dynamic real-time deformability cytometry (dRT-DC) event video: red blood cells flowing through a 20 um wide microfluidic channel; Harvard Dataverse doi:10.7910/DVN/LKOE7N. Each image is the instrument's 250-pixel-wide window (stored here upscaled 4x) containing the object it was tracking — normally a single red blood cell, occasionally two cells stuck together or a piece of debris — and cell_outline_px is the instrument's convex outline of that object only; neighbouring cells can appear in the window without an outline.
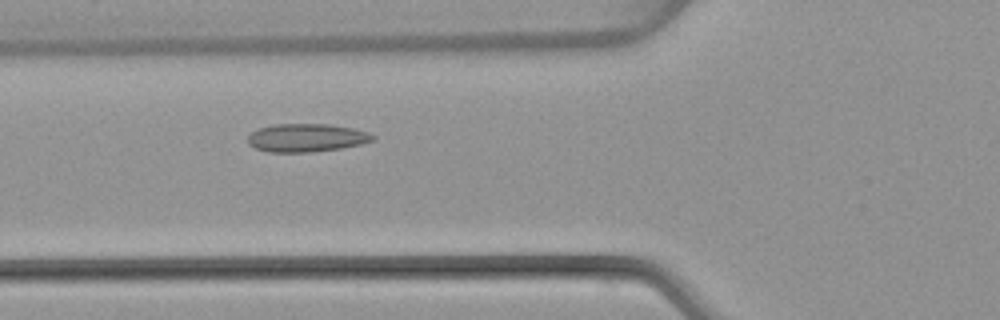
{"species": "common noctule bat (a hibernating species)", "species_latin": "Nyctalus noctula", "temperature_condition": "warm", "stored_images_in_passage": 48, "camera_frame_rate_fps": 3000, "um_per_image_px": 0.085, "animal": {"sex": "female", "body_mass_g": 22.7, "forearm_length_mm": 54.2}, "frame": {"image": 1, "passage_image": 16, "time_ms": 5.0, "image_size_px": [1000, 320], "cell_outline_px": [[376, 140], [360, 144], [340, 148], [312, 152], [268, 152], [256, 148], [248, 144], [248, 136], [252, 132], [260, 128], [276, 124], [328, 124], [352, 128], [368, 132], [376, 136]], "centroid_in_image_um": [26.07, 11.71], "position_along_channel_um": 99.7, "area_um2": 20.46}}
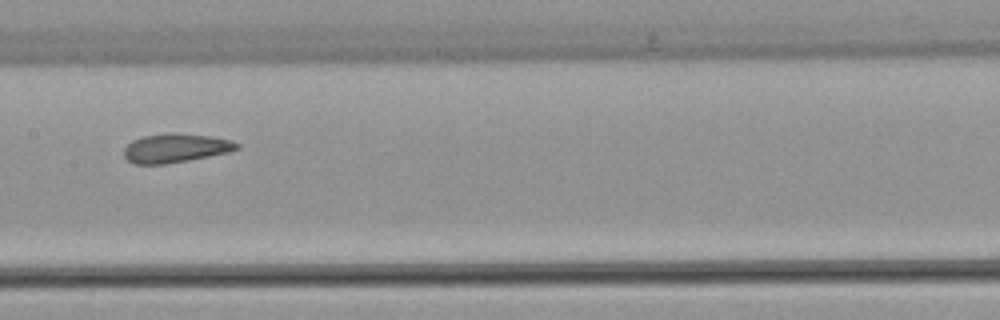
{"frame": {"image": 2, "passage_image": 23, "time_ms": 7.333, "image_size_px": [1000, 320], "cell_outline_px": [[240, 148], [228, 152], [188, 160], [164, 164], [136, 164], [128, 160], [124, 156], [124, 148], [132, 140], [144, 136], [168, 132], [176, 132], [208, 136], [232, 140], [240, 144]], "centroid_in_image_um": [14.92, 12.57], "position_along_channel_um": 192.5, "area_um2": 19.02}}
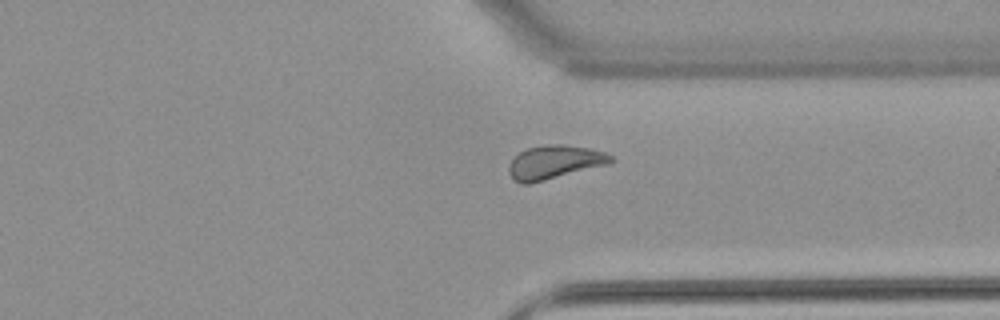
{"frame": {"image": 3, "passage_image": 36, "time_ms": 11.667, "image_size_px": [1000, 320], "cell_outline_px": [[616, 160], [608, 164], [528, 184], [520, 184], [512, 180], [508, 172], [508, 164], [520, 152], [528, 148], [552, 144], [560, 144], [588, 148], [604, 152], [612, 156]], "centroid_in_image_um": [47.11, 13.8], "position_along_channel_um": 364.3, "area_um2": 19.83}, "authors_computed_cell_mechanics": {"area_um2": 19.7098, "velocity_mm_per_s": 3.9561, "shape_relaxation_time_tau1_ms": 5.0516, "shape_relaxation_time_tau2_ms": 2.0123, "deformation_change_tau1": 0.1307, "deformation_change_tau2": 0.0403}}